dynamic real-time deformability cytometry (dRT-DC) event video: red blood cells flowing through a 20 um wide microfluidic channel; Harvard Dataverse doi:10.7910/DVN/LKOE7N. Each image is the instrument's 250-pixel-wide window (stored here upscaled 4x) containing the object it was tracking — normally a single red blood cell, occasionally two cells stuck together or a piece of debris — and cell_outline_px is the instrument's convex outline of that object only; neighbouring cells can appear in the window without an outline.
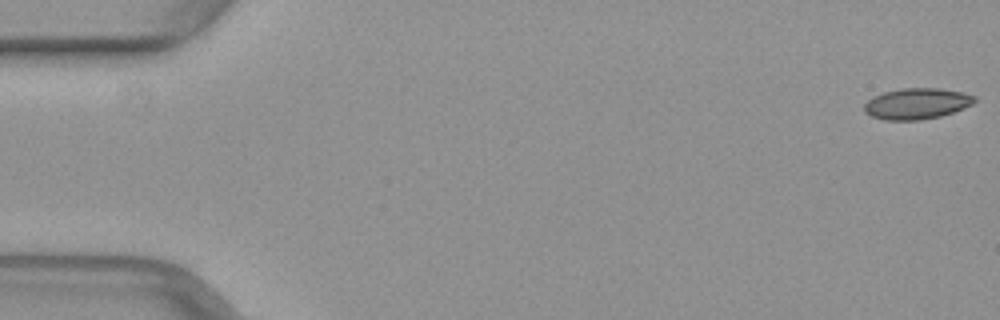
{"species": "common noctule bat (a hibernating species)", "species_latin": "Nyctalus noctula", "temperature_condition": "warm", "stored_images_in_passage": 50, "camera_frame_rate_fps": 3000, "um_per_image_px": 0.085, "animal": {"sex": "female", "body_mass_g": 29.2, "forearm_length_mm": 56.3}, "frame": {"image": 1, "passage_image": 1, "time_ms": 0.0, "image_size_px": [1000, 320], "cell_outline_px": [[976, 100], [972, 104], [964, 108], [940, 116], [920, 120], [884, 120], [872, 116], [864, 112], [864, 104], [872, 96], [884, 92], [904, 88], [940, 88], [960, 92], [976, 96]], "centroid_in_image_um": [77.91, 8.81], "position_along_channel_um": 7.1, "area_um2": 19.88}}
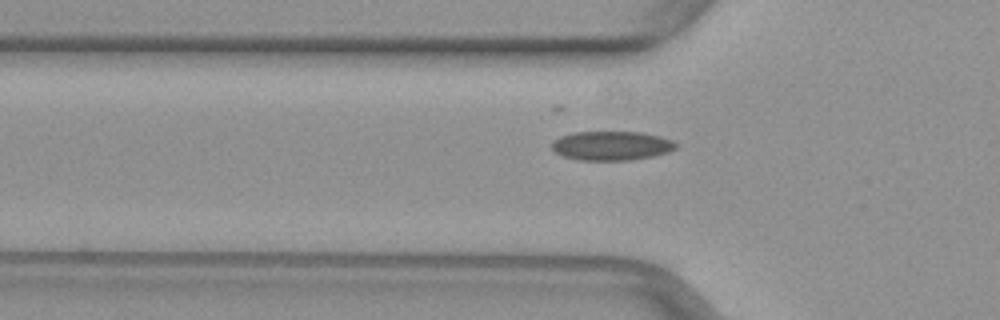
{"frame": {"image": 2, "passage_image": 17, "time_ms": 5.333, "image_size_px": [1000, 320], "cell_outline_px": [[676, 148], [668, 152], [652, 156], [628, 160], [580, 160], [564, 156], [556, 152], [552, 148], [552, 140], [560, 136], [572, 132], [640, 132], [660, 136], [672, 140], [676, 144]], "centroid_in_image_um": [51.96, 12.38], "position_along_channel_um": 73.8, "area_um2": 20.98}}
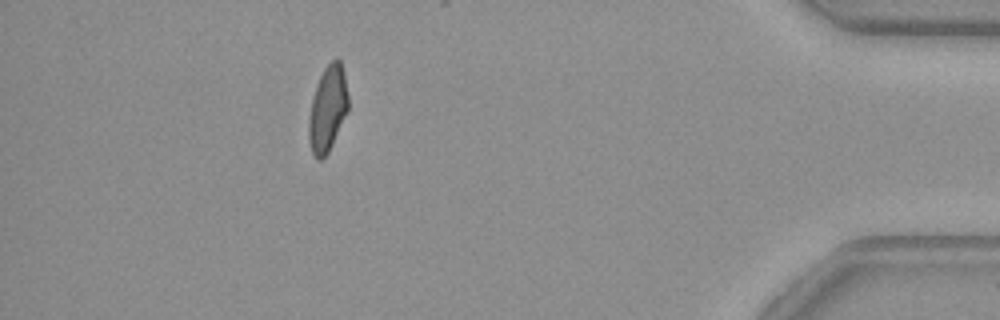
{"frame": {"image": 3, "passage_image": 45, "time_ms": 14.667, "image_size_px": [1000, 320], "cell_outline_px": [[348, 108], [332, 144], [328, 152], [320, 160], [316, 160], [312, 152], [308, 140], [308, 120], [312, 100], [316, 84], [324, 68], [336, 56], [340, 60], [344, 72], [348, 96]], "centroid_in_image_um": [27.83, 9.23], "position_along_channel_um": 407.4, "area_um2": 19.59}}